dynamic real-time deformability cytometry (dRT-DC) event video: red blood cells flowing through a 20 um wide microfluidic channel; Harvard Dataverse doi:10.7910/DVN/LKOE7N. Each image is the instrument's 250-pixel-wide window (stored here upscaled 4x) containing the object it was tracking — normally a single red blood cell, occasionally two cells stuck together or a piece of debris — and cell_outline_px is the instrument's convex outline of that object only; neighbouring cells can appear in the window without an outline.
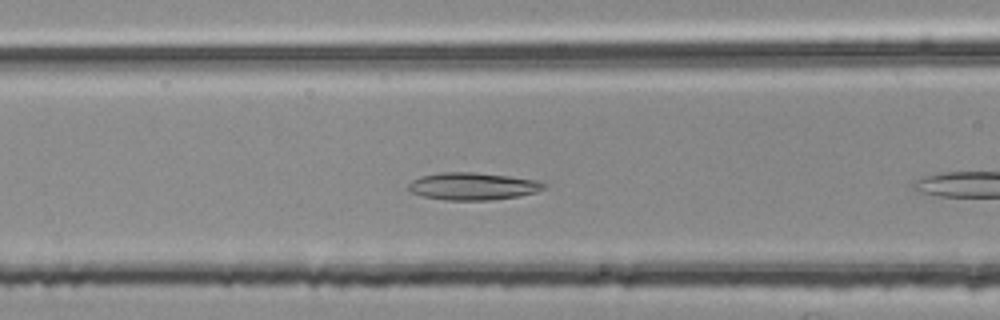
{"species": "common noctule bat (a hibernating species)", "species_latin": "Nyctalus noctula", "temperature_condition": "room temperature", "stored_images_in_passage": 8, "camera_frame_rate_fps": 3000, "um_per_image_px": 0.085, "animal": {"sex": "female", "body_mass_g": 25.1}, "frame": {"image": 1, "passage_image": 7, "time_ms": 2.0, "image_size_px": [1000, 320], "cell_outline_px": [[548, 184], [544, 188], [536, 192], [520, 196], [492, 200], [444, 200], [424, 196], [408, 192], [404, 188], [412, 180], [420, 176], [440, 172], [472, 172], [508, 176], [536, 180]], "centroid_in_image_um": [40.13, 15.83], "position_along_channel_um": 126.5, "area_um2": 21.85}}